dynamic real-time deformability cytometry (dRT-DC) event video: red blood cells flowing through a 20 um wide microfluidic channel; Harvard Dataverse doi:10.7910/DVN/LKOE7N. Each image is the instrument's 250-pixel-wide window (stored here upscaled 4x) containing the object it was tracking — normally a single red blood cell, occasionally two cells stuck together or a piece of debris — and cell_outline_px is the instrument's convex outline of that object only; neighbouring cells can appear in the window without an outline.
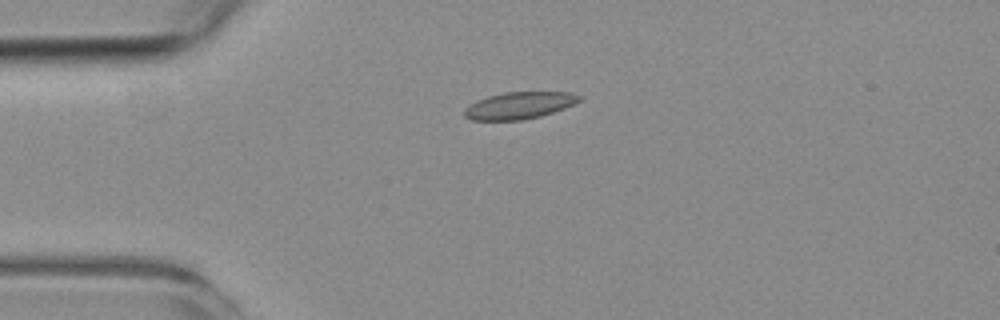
{"species": "common noctule bat (a hibernating species)", "species_latin": "Nyctalus noctula", "temperature_condition": "room temperature", "stored_images_in_passage": 7, "camera_frame_rate_fps": 3000, "um_per_image_px": 0.085, "animal": {"sex": "female", "body_mass_g": 19.3, "forearm_length_mm": 54.1}, "frame": {"image": 1, "passage_image": 4, "time_ms": 3.333, "image_size_px": [1000, 320], "cell_outline_px": [[580, 100], [564, 108], [540, 116], [520, 120], [472, 120], [464, 116], [464, 108], [476, 100], [488, 96], [504, 92], [572, 92], [580, 96]], "centroid_in_image_um": [44.09, 8.96], "position_along_channel_um": 40.9, "area_um2": 17.92}}
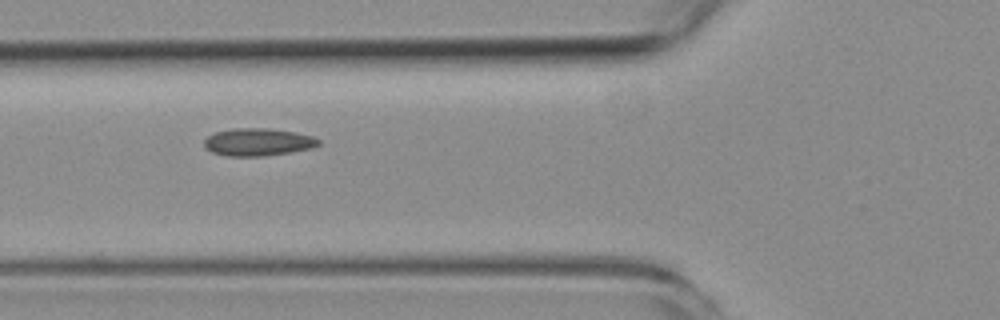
{"frame": {"image": 2, "passage_image": 6, "time_ms": 5.667, "image_size_px": [1000, 320], "cell_outline_px": [[320, 144], [312, 148], [288, 152], [260, 156], [228, 156], [212, 152], [204, 148], [204, 140], [208, 136], [216, 132], [232, 128], [268, 128], [292, 132], [312, 136], [320, 140]], "centroid_in_image_um": [21.89, 12.07], "position_along_channel_um": 103.9, "area_um2": 18.21}}
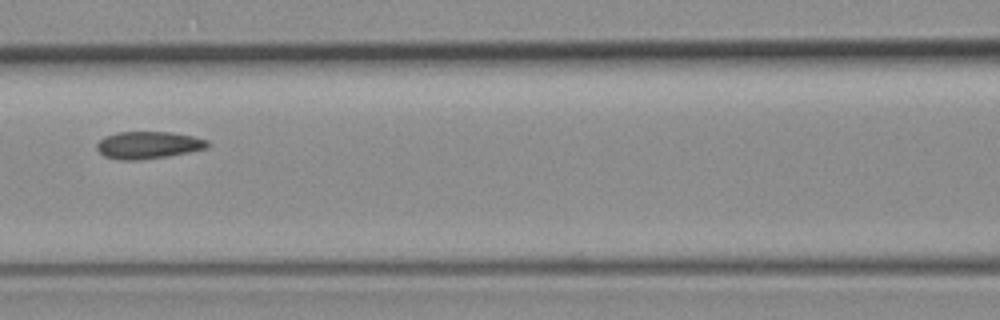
{"frame": {"image": 3, "passage_image": 7, "time_ms": 7.0, "image_size_px": [1000, 320], "cell_outline_px": [[208, 148], [168, 156], [140, 160], [120, 160], [104, 156], [96, 148], [96, 144], [104, 136], [116, 132], [172, 132], [192, 136], [208, 140]], "centroid_in_image_um": [12.58, 12.33], "position_along_channel_um": 154.0, "area_um2": 17.63}}